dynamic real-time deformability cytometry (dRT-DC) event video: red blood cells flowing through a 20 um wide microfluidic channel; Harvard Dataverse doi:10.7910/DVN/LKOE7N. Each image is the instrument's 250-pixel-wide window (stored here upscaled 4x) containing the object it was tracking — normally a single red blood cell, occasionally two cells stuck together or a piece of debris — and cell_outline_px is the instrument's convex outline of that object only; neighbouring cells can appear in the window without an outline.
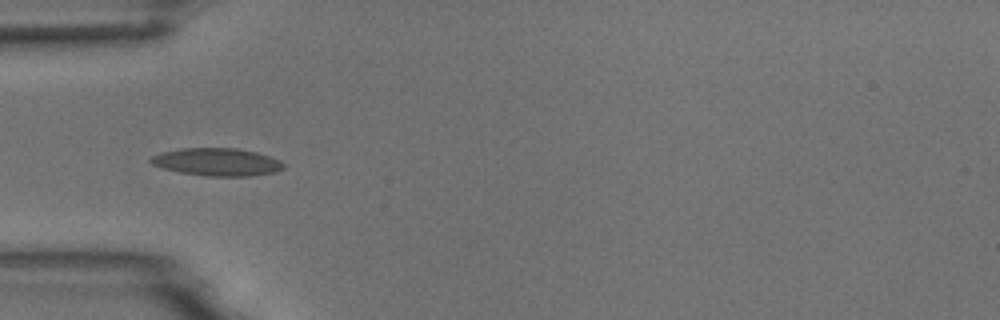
{"species": "common noctule bat (a hibernating species)", "species_latin": "Nyctalus noctula", "temperature_condition": "room temperature", "stored_images_in_passage": 13, "camera_frame_rate_fps": 3000, "um_per_image_px": 0.085, "animal": {"sex": "male", "body_mass_g": 18.8}, "frame": {"image": 1, "passage_image": 3, "time_ms": 0.667, "image_size_px": [1000, 320], "cell_outline_px": [[284, 168], [276, 172], [248, 176], [208, 176], [180, 172], [164, 168], [152, 164], [148, 160], [152, 156], [160, 152], [180, 148], [236, 148], [256, 152], [280, 160], [284, 164]], "centroid_in_image_um": [18.44, 13.76], "position_along_channel_um": 66.6, "area_um2": 21.39}}